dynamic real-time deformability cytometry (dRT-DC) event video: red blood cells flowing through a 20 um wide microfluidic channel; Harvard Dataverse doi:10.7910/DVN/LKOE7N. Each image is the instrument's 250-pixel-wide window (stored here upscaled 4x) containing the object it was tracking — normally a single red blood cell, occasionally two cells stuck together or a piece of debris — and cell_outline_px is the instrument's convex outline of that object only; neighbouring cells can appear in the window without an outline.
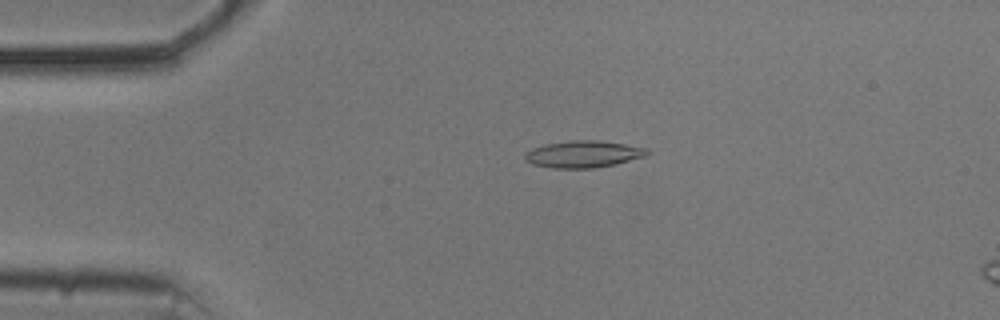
{"species": "common noctule bat (a hibernating species)", "species_latin": "Nyctalus noctula", "temperature_condition": "cold", "stored_images_in_passage": 34, "camera_frame_rate_fps": 3000, "um_per_image_px": 0.085, "animal": {"sex": "male", "body_mass_g": 20.5, "forearm_length_mm": 52.5}, "frame": {"image": 1, "passage_image": 12, "time_ms": 3.667, "image_size_px": [1000, 320], "cell_outline_px": [[648, 152], [644, 156], [616, 164], [596, 168], [552, 168], [532, 164], [524, 160], [524, 152], [532, 148], [544, 144], [572, 140], [600, 140], [648, 148]], "centroid_in_image_um": [49.53, 13.1], "position_along_channel_um": 35.5, "area_um2": 19.25}}
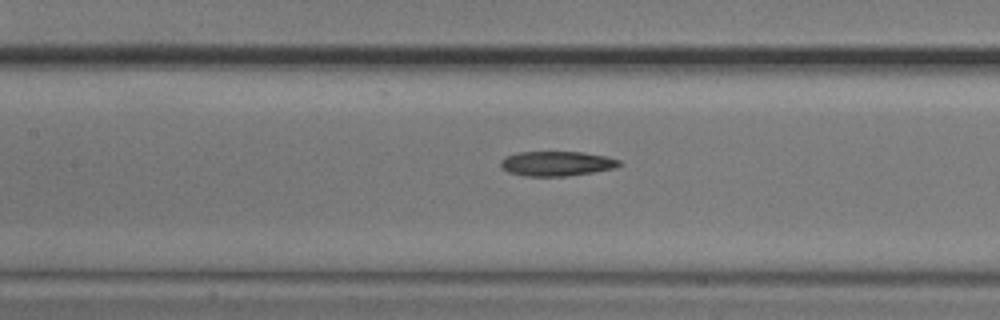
{"frame": {"image": 2, "passage_image": 25, "time_ms": 8.0, "image_size_px": [1000, 320], "cell_outline_px": [[620, 164], [616, 168], [568, 176], [524, 176], [508, 172], [500, 164], [500, 160], [504, 156], [516, 152], [584, 152], [608, 156], [620, 160]], "centroid_in_image_um": [47.31, 13.89], "position_along_channel_um": 160.1, "area_um2": 17.22}}
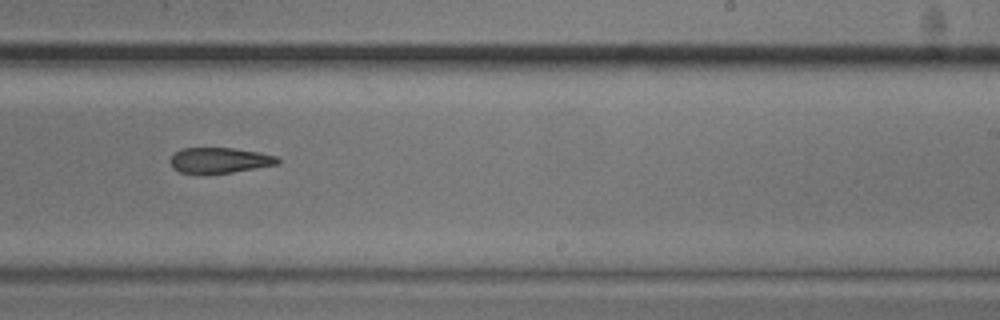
{"frame": {"image": 3, "passage_image": 34, "time_ms": 11.0, "image_size_px": [1000, 320], "cell_outline_px": [[280, 164], [232, 172], [204, 176], [180, 172], [172, 168], [172, 156], [180, 148], [232, 148], [260, 152], [276, 156], [280, 160]], "centroid_in_image_um": [18.66, 13.65], "position_along_channel_um": 270.3, "area_um2": 16.36}}